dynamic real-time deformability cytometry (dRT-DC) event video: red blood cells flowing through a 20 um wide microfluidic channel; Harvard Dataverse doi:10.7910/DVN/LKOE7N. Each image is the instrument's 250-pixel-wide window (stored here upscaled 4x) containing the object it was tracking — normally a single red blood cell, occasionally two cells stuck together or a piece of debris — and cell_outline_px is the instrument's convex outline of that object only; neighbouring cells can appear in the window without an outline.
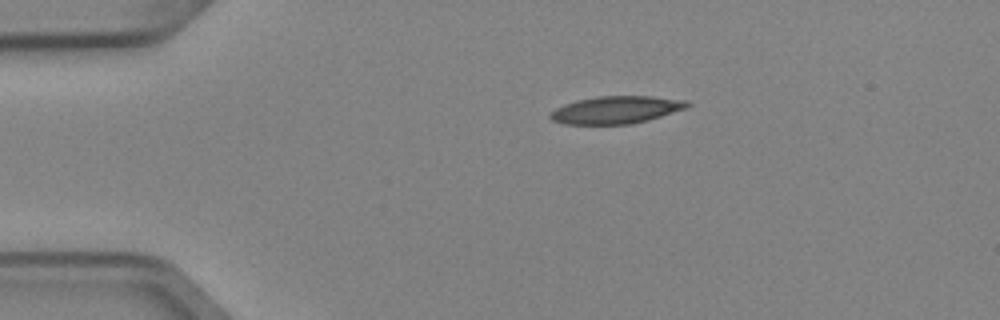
{"species": "Egyptian fruit bat (a non-hibernating species)", "species_latin": "Rousettus aegyptiacus", "temperature_condition": "cold", "stored_images_in_passage": 3, "camera_frame_rate_fps": 3000, "um_per_image_px": 0.085, "animal": {"sex": "female"}, "frame": {"image": 1, "passage_image": 1, "time_ms": 0.0, "image_size_px": [1000, 320], "cell_outline_px": [[692, 104], [688, 108], [648, 120], [632, 124], [564, 124], [552, 120], [548, 116], [556, 108], [564, 104], [576, 100], [596, 96], [652, 96], [688, 100]], "centroid_in_image_um": [52.41, 9.33], "position_along_channel_um": 32.6, "area_um2": 22.14}}
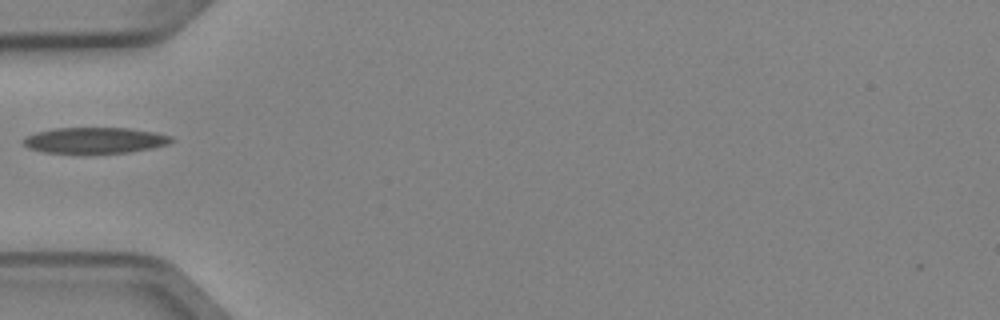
{"frame": {"image": 2, "passage_image": 3, "time_ms": 0.667, "image_size_px": [1000, 320], "cell_outline_px": [[176, 140], [168, 144], [152, 148], [128, 152], [92, 156], [80, 156], [44, 152], [28, 148], [20, 140], [24, 136], [36, 132], [52, 128], [128, 128], [156, 132], [172, 136]], "centroid_in_image_um": [8.02, 11.97], "position_along_channel_um": 77.0, "area_um2": 23.7}}